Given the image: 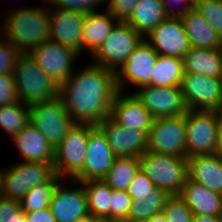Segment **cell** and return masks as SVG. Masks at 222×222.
Returning <instances> with one entry per match:
<instances>
[{"mask_svg": "<svg viewBox=\"0 0 222 222\" xmlns=\"http://www.w3.org/2000/svg\"><path fill=\"white\" fill-rule=\"evenodd\" d=\"M140 170L139 157H116L104 180L112 190H127Z\"/></svg>", "mask_w": 222, "mask_h": 222, "instance_id": "cell-30", "label": "cell"}, {"mask_svg": "<svg viewBox=\"0 0 222 222\" xmlns=\"http://www.w3.org/2000/svg\"><path fill=\"white\" fill-rule=\"evenodd\" d=\"M0 222H26L19 200L0 196Z\"/></svg>", "mask_w": 222, "mask_h": 222, "instance_id": "cell-39", "label": "cell"}, {"mask_svg": "<svg viewBox=\"0 0 222 222\" xmlns=\"http://www.w3.org/2000/svg\"><path fill=\"white\" fill-rule=\"evenodd\" d=\"M62 180L55 174L48 182L35 186L20 200L21 209L24 212H34L48 208L56 187Z\"/></svg>", "mask_w": 222, "mask_h": 222, "instance_id": "cell-32", "label": "cell"}, {"mask_svg": "<svg viewBox=\"0 0 222 222\" xmlns=\"http://www.w3.org/2000/svg\"><path fill=\"white\" fill-rule=\"evenodd\" d=\"M97 127L116 157H140L147 150L148 134L145 131L124 127L111 117L101 121Z\"/></svg>", "mask_w": 222, "mask_h": 222, "instance_id": "cell-18", "label": "cell"}, {"mask_svg": "<svg viewBox=\"0 0 222 222\" xmlns=\"http://www.w3.org/2000/svg\"><path fill=\"white\" fill-rule=\"evenodd\" d=\"M119 222H147L145 220H135V219H130V218H125Z\"/></svg>", "mask_w": 222, "mask_h": 222, "instance_id": "cell-49", "label": "cell"}, {"mask_svg": "<svg viewBox=\"0 0 222 222\" xmlns=\"http://www.w3.org/2000/svg\"><path fill=\"white\" fill-rule=\"evenodd\" d=\"M115 158L116 156L112 152L104 134L97 126H94L88 134L83 170L74 180L83 182L103 179Z\"/></svg>", "mask_w": 222, "mask_h": 222, "instance_id": "cell-17", "label": "cell"}, {"mask_svg": "<svg viewBox=\"0 0 222 222\" xmlns=\"http://www.w3.org/2000/svg\"><path fill=\"white\" fill-rule=\"evenodd\" d=\"M132 93L156 118L184 115L187 112L180 86L146 85Z\"/></svg>", "mask_w": 222, "mask_h": 222, "instance_id": "cell-15", "label": "cell"}, {"mask_svg": "<svg viewBox=\"0 0 222 222\" xmlns=\"http://www.w3.org/2000/svg\"><path fill=\"white\" fill-rule=\"evenodd\" d=\"M147 222H168L163 212L153 215Z\"/></svg>", "mask_w": 222, "mask_h": 222, "instance_id": "cell-47", "label": "cell"}, {"mask_svg": "<svg viewBox=\"0 0 222 222\" xmlns=\"http://www.w3.org/2000/svg\"><path fill=\"white\" fill-rule=\"evenodd\" d=\"M12 141L19 151V161L53 163L55 148L47 138L30 123Z\"/></svg>", "mask_w": 222, "mask_h": 222, "instance_id": "cell-21", "label": "cell"}, {"mask_svg": "<svg viewBox=\"0 0 222 222\" xmlns=\"http://www.w3.org/2000/svg\"><path fill=\"white\" fill-rule=\"evenodd\" d=\"M76 69L59 86L58 96L75 124L97 126L111 115L112 103L119 92L116 74L93 63Z\"/></svg>", "mask_w": 222, "mask_h": 222, "instance_id": "cell-1", "label": "cell"}, {"mask_svg": "<svg viewBox=\"0 0 222 222\" xmlns=\"http://www.w3.org/2000/svg\"><path fill=\"white\" fill-rule=\"evenodd\" d=\"M222 119V111L187 110L186 158L215 153L217 131Z\"/></svg>", "mask_w": 222, "mask_h": 222, "instance_id": "cell-6", "label": "cell"}, {"mask_svg": "<svg viewBox=\"0 0 222 222\" xmlns=\"http://www.w3.org/2000/svg\"><path fill=\"white\" fill-rule=\"evenodd\" d=\"M180 88L188 110L222 111V78L184 73Z\"/></svg>", "mask_w": 222, "mask_h": 222, "instance_id": "cell-12", "label": "cell"}, {"mask_svg": "<svg viewBox=\"0 0 222 222\" xmlns=\"http://www.w3.org/2000/svg\"><path fill=\"white\" fill-rule=\"evenodd\" d=\"M29 123L56 148L75 125L59 96L29 106Z\"/></svg>", "mask_w": 222, "mask_h": 222, "instance_id": "cell-9", "label": "cell"}, {"mask_svg": "<svg viewBox=\"0 0 222 222\" xmlns=\"http://www.w3.org/2000/svg\"><path fill=\"white\" fill-rule=\"evenodd\" d=\"M50 40L82 55V27L85 13L49 7Z\"/></svg>", "mask_w": 222, "mask_h": 222, "instance_id": "cell-19", "label": "cell"}, {"mask_svg": "<svg viewBox=\"0 0 222 222\" xmlns=\"http://www.w3.org/2000/svg\"><path fill=\"white\" fill-rule=\"evenodd\" d=\"M185 114L156 118L148 132L147 151L186 158Z\"/></svg>", "mask_w": 222, "mask_h": 222, "instance_id": "cell-10", "label": "cell"}, {"mask_svg": "<svg viewBox=\"0 0 222 222\" xmlns=\"http://www.w3.org/2000/svg\"><path fill=\"white\" fill-rule=\"evenodd\" d=\"M193 9L203 16L222 39V0H197Z\"/></svg>", "mask_w": 222, "mask_h": 222, "instance_id": "cell-34", "label": "cell"}, {"mask_svg": "<svg viewBox=\"0 0 222 222\" xmlns=\"http://www.w3.org/2000/svg\"><path fill=\"white\" fill-rule=\"evenodd\" d=\"M184 73H196L202 76L222 78L221 48H193L183 57Z\"/></svg>", "mask_w": 222, "mask_h": 222, "instance_id": "cell-26", "label": "cell"}, {"mask_svg": "<svg viewBox=\"0 0 222 222\" xmlns=\"http://www.w3.org/2000/svg\"><path fill=\"white\" fill-rule=\"evenodd\" d=\"M190 47L201 49L222 48V39L213 27L193 8L180 17Z\"/></svg>", "mask_w": 222, "mask_h": 222, "instance_id": "cell-25", "label": "cell"}, {"mask_svg": "<svg viewBox=\"0 0 222 222\" xmlns=\"http://www.w3.org/2000/svg\"><path fill=\"white\" fill-rule=\"evenodd\" d=\"M158 55L183 59L190 49L187 34L180 17L161 21L145 38Z\"/></svg>", "mask_w": 222, "mask_h": 222, "instance_id": "cell-16", "label": "cell"}, {"mask_svg": "<svg viewBox=\"0 0 222 222\" xmlns=\"http://www.w3.org/2000/svg\"><path fill=\"white\" fill-rule=\"evenodd\" d=\"M46 5V6H45ZM1 34L20 52L29 53L50 40V13L47 3L37 7H14L1 16Z\"/></svg>", "mask_w": 222, "mask_h": 222, "instance_id": "cell-2", "label": "cell"}, {"mask_svg": "<svg viewBox=\"0 0 222 222\" xmlns=\"http://www.w3.org/2000/svg\"><path fill=\"white\" fill-rule=\"evenodd\" d=\"M220 216H213V215H193L192 222H219Z\"/></svg>", "mask_w": 222, "mask_h": 222, "instance_id": "cell-45", "label": "cell"}, {"mask_svg": "<svg viewBox=\"0 0 222 222\" xmlns=\"http://www.w3.org/2000/svg\"><path fill=\"white\" fill-rule=\"evenodd\" d=\"M42 1H43V3H48L50 0H41L40 2H42Z\"/></svg>", "mask_w": 222, "mask_h": 222, "instance_id": "cell-50", "label": "cell"}, {"mask_svg": "<svg viewBox=\"0 0 222 222\" xmlns=\"http://www.w3.org/2000/svg\"><path fill=\"white\" fill-rule=\"evenodd\" d=\"M169 196L165 190L155 186L150 194L139 200H132L128 218L147 221L153 215L163 211L164 203Z\"/></svg>", "mask_w": 222, "mask_h": 222, "instance_id": "cell-31", "label": "cell"}, {"mask_svg": "<svg viewBox=\"0 0 222 222\" xmlns=\"http://www.w3.org/2000/svg\"><path fill=\"white\" fill-rule=\"evenodd\" d=\"M118 21L106 10L86 13L82 27V54L91 57Z\"/></svg>", "mask_w": 222, "mask_h": 222, "instance_id": "cell-24", "label": "cell"}, {"mask_svg": "<svg viewBox=\"0 0 222 222\" xmlns=\"http://www.w3.org/2000/svg\"><path fill=\"white\" fill-rule=\"evenodd\" d=\"M64 181L66 179L57 185L49 203L56 222H79L90 217L87 194L82 182L68 179L70 186L67 187Z\"/></svg>", "mask_w": 222, "mask_h": 222, "instance_id": "cell-13", "label": "cell"}, {"mask_svg": "<svg viewBox=\"0 0 222 222\" xmlns=\"http://www.w3.org/2000/svg\"><path fill=\"white\" fill-rule=\"evenodd\" d=\"M90 124H75L55 148L54 170L62 179H74L82 170L86 156Z\"/></svg>", "mask_w": 222, "mask_h": 222, "instance_id": "cell-8", "label": "cell"}, {"mask_svg": "<svg viewBox=\"0 0 222 222\" xmlns=\"http://www.w3.org/2000/svg\"><path fill=\"white\" fill-rule=\"evenodd\" d=\"M21 53L0 35V74H12Z\"/></svg>", "mask_w": 222, "mask_h": 222, "instance_id": "cell-38", "label": "cell"}, {"mask_svg": "<svg viewBox=\"0 0 222 222\" xmlns=\"http://www.w3.org/2000/svg\"><path fill=\"white\" fill-rule=\"evenodd\" d=\"M29 124V106L18 101L0 106V130L11 139Z\"/></svg>", "mask_w": 222, "mask_h": 222, "instance_id": "cell-33", "label": "cell"}, {"mask_svg": "<svg viewBox=\"0 0 222 222\" xmlns=\"http://www.w3.org/2000/svg\"><path fill=\"white\" fill-rule=\"evenodd\" d=\"M140 170L147 175L156 187L169 195H179L188 174V161L185 157L145 151L140 157Z\"/></svg>", "mask_w": 222, "mask_h": 222, "instance_id": "cell-4", "label": "cell"}, {"mask_svg": "<svg viewBox=\"0 0 222 222\" xmlns=\"http://www.w3.org/2000/svg\"><path fill=\"white\" fill-rule=\"evenodd\" d=\"M179 196L193 215L222 216V194L187 179Z\"/></svg>", "mask_w": 222, "mask_h": 222, "instance_id": "cell-22", "label": "cell"}, {"mask_svg": "<svg viewBox=\"0 0 222 222\" xmlns=\"http://www.w3.org/2000/svg\"><path fill=\"white\" fill-rule=\"evenodd\" d=\"M215 154L222 158V119L218 127L217 131V141H216V148Z\"/></svg>", "mask_w": 222, "mask_h": 222, "instance_id": "cell-46", "label": "cell"}, {"mask_svg": "<svg viewBox=\"0 0 222 222\" xmlns=\"http://www.w3.org/2000/svg\"><path fill=\"white\" fill-rule=\"evenodd\" d=\"M0 168V196L21 200L38 184L54 175L53 163L17 161L6 169Z\"/></svg>", "mask_w": 222, "mask_h": 222, "instance_id": "cell-5", "label": "cell"}, {"mask_svg": "<svg viewBox=\"0 0 222 222\" xmlns=\"http://www.w3.org/2000/svg\"><path fill=\"white\" fill-rule=\"evenodd\" d=\"M139 0H108L105 9L117 20L126 22Z\"/></svg>", "mask_w": 222, "mask_h": 222, "instance_id": "cell-41", "label": "cell"}, {"mask_svg": "<svg viewBox=\"0 0 222 222\" xmlns=\"http://www.w3.org/2000/svg\"><path fill=\"white\" fill-rule=\"evenodd\" d=\"M28 55L58 87L71 77L76 62L81 59L74 50L51 40L33 48Z\"/></svg>", "mask_w": 222, "mask_h": 222, "instance_id": "cell-11", "label": "cell"}, {"mask_svg": "<svg viewBox=\"0 0 222 222\" xmlns=\"http://www.w3.org/2000/svg\"><path fill=\"white\" fill-rule=\"evenodd\" d=\"M168 222H192L193 213L179 195H170L165 203L163 211Z\"/></svg>", "mask_w": 222, "mask_h": 222, "instance_id": "cell-35", "label": "cell"}, {"mask_svg": "<svg viewBox=\"0 0 222 222\" xmlns=\"http://www.w3.org/2000/svg\"><path fill=\"white\" fill-rule=\"evenodd\" d=\"M18 100L25 105H32L58 96L59 87L27 54L21 53L13 71Z\"/></svg>", "mask_w": 222, "mask_h": 222, "instance_id": "cell-3", "label": "cell"}, {"mask_svg": "<svg viewBox=\"0 0 222 222\" xmlns=\"http://www.w3.org/2000/svg\"><path fill=\"white\" fill-rule=\"evenodd\" d=\"M189 179L222 194V158L214 154L187 158Z\"/></svg>", "mask_w": 222, "mask_h": 222, "instance_id": "cell-23", "label": "cell"}, {"mask_svg": "<svg viewBox=\"0 0 222 222\" xmlns=\"http://www.w3.org/2000/svg\"><path fill=\"white\" fill-rule=\"evenodd\" d=\"M79 222H104V221H103V220H100V219H98V218H95V217L90 216V217H88V218H86V219H83V220H81V221H79Z\"/></svg>", "mask_w": 222, "mask_h": 222, "instance_id": "cell-48", "label": "cell"}, {"mask_svg": "<svg viewBox=\"0 0 222 222\" xmlns=\"http://www.w3.org/2000/svg\"><path fill=\"white\" fill-rule=\"evenodd\" d=\"M183 75V59L158 55L152 69L151 85L180 86Z\"/></svg>", "mask_w": 222, "mask_h": 222, "instance_id": "cell-29", "label": "cell"}, {"mask_svg": "<svg viewBox=\"0 0 222 222\" xmlns=\"http://www.w3.org/2000/svg\"><path fill=\"white\" fill-rule=\"evenodd\" d=\"M132 203L131 196L124 190H112L110 206V222H119L128 218Z\"/></svg>", "mask_w": 222, "mask_h": 222, "instance_id": "cell-37", "label": "cell"}, {"mask_svg": "<svg viewBox=\"0 0 222 222\" xmlns=\"http://www.w3.org/2000/svg\"><path fill=\"white\" fill-rule=\"evenodd\" d=\"M143 39L127 22L118 21L90 62L116 72Z\"/></svg>", "mask_w": 222, "mask_h": 222, "instance_id": "cell-7", "label": "cell"}, {"mask_svg": "<svg viewBox=\"0 0 222 222\" xmlns=\"http://www.w3.org/2000/svg\"><path fill=\"white\" fill-rule=\"evenodd\" d=\"M157 58L158 54L143 39L129 55L126 62L115 72L118 90L120 92H130L127 89L129 85L137 87V89L151 85L152 69Z\"/></svg>", "mask_w": 222, "mask_h": 222, "instance_id": "cell-14", "label": "cell"}, {"mask_svg": "<svg viewBox=\"0 0 222 222\" xmlns=\"http://www.w3.org/2000/svg\"><path fill=\"white\" fill-rule=\"evenodd\" d=\"M107 3L108 0H50L47 4L48 7L86 14L97 12L100 6L107 7Z\"/></svg>", "mask_w": 222, "mask_h": 222, "instance_id": "cell-36", "label": "cell"}, {"mask_svg": "<svg viewBox=\"0 0 222 222\" xmlns=\"http://www.w3.org/2000/svg\"><path fill=\"white\" fill-rule=\"evenodd\" d=\"M13 74H0V106L18 102Z\"/></svg>", "mask_w": 222, "mask_h": 222, "instance_id": "cell-42", "label": "cell"}, {"mask_svg": "<svg viewBox=\"0 0 222 222\" xmlns=\"http://www.w3.org/2000/svg\"><path fill=\"white\" fill-rule=\"evenodd\" d=\"M26 222H56L49 207L34 212H25Z\"/></svg>", "mask_w": 222, "mask_h": 222, "instance_id": "cell-44", "label": "cell"}, {"mask_svg": "<svg viewBox=\"0 0 222 222\" xmlns=\"http://www.w3.org/2000/svg\"><path fill=\"white\" fill-rule=\"evenodd\" d=\"M88 200V208L92 217L110 222V206L112 189L104 180H87L82 182Z\"/></svg>", "mask_w": 222, "mask_h": 222, "instance_id": "cell-28", "label": "cell"}, {"mask_svg": "<svg viewBox=\"0 0 222 222\" xmlns=\"http://www.w3.org/2000/svg\"><path fill=\"white\" fill-rule=\"evenodd\" d=\"M154 187L153 181L139 170L127 187L126 192L131 196L132 200H139L141 197L150 194L151 189Z\"/></svg>", "mask_w": 222, "mask_h": 222, "instance_id": "cell-40", "label": "cell"}, {"mask_svg": "<svg viewBox=\"0 0 222 222\" xmlns=\"http://www.w3.org/2000/svg\"><path fill=\"white\" fill-rule=\"evenodd\" d=\"M197 0H162L168 17H181L193 8ZM180 7V8H179Z\"/></svg>", "mask_w": 222, "mask_h": 222, "instance_id": "cell-43", "label": "cell"}, {"mask_svg": "<svg viewBox=\"0 0 222 222\" xmlns=\"http://www.w3.org/2000/svg\"><path fill=\"white\" fill-rule=\"evenodd\" d=\"M110 117L124 127L145 131L147 134L154 121L151 113L132 93L120 91L112 103Z\"/></svg>", "mask_w": 222, "mask_h": 222, "instance_id": "cell-20", "label": "cell"}, {"mask_svg": "<svg viewBox=\"0 0 222 222\" xmlns=\"http://www.w3.org/2000/svg\"><path fill=\"white\" fill-rule=\"evenodd\" d=\"M167 18L162 0H139L126 22L145 38Z\"/></svg>", "mask_w": 222, "mask_h": 222, "instance_id": "cell-27", "label": "cell"}]
</instances>
